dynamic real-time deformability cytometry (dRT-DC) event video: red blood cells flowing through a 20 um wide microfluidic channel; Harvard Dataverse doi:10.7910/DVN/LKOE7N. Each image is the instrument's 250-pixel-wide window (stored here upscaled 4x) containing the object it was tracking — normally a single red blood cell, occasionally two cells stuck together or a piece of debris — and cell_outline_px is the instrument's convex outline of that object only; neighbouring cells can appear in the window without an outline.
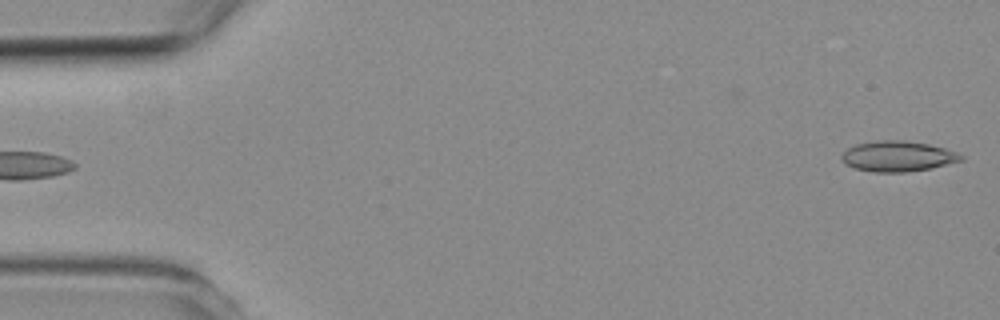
{"species": "common noctule bat (a hibernating species)", "species_latin": "Nyctalus noctula", "temperature_condition": "room temperature", "stored_images_in_passage": 2, "camera_frame_rate_fps": 3000, "um_per_image_px": 0.085, "animal": {"sex": "female", "body_mass_g": 19.3, "forearm_length_mm": 54.1}, "frame": {"image": 1, "passage_image": 2, "time_ms": 3.667, "image_size_px": [1000, 320], "cell_outline_px": [[964, 160], [928, 168], [908, 172], [872, 172], [852, 168], [844, 164], [840, 160], [840, 156], [848, 148], [856, 144], [876, 140], [904, 140], [928, 144], [944, 148], [956, 152], [964, 156]], "centroid_in_image_um": [76.25, 13.28], "position_along_channel_um": 8.7, "area_um2": 21.33}}